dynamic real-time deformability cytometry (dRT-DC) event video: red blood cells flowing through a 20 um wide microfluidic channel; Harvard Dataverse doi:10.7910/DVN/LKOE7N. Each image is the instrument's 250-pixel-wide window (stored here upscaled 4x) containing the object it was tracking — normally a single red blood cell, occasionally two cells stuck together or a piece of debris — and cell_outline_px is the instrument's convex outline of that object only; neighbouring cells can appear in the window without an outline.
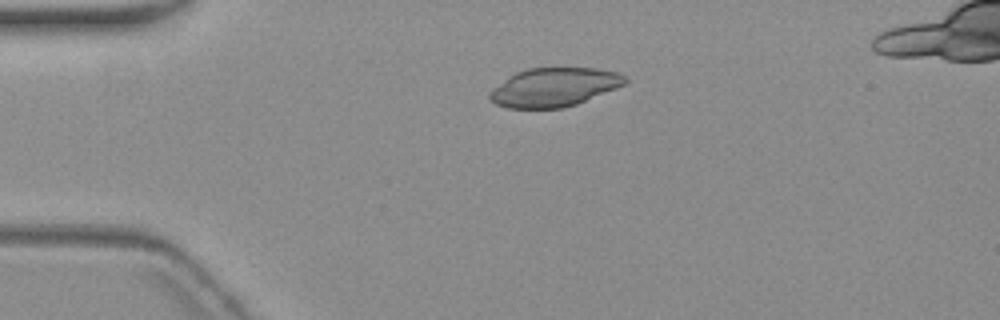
{"species": "common noctule bat (a hibernating species)", "species_latin": "Nyctalus noctula", "temperature_condition": "warm", "stored_images_in_passage": 3, "camera_frame_rate_fps": 3000, "um_per_image_px": 0.085, "animal": {"sex": "female", "body_mass_g": 19.3, "forearm_length_mm": 54.1}, "frame": {"image": 1, "passage_image": 1, "time_ms": 0.0, "image_size_px": [1000, 320], "cell_outline_px": [[628, 80], [624, 84], [616, 88], [576, 104], [564, 108], [508, 108], [496, 104], [488, 100], [488, 92], [492, 88], [508, 76], [516, 72], [528, 68], [596, 68], [616, 72], [624, 76]], "centroid_in_image_um": [47.04, 7.41], "position_along_channel_um": 38.0, "area_um2": 30.58}}